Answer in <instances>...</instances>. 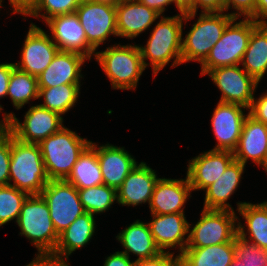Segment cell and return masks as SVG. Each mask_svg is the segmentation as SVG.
<instances>
[{"label": "cell", "instance_id": "cell-1", "mask_svg": "<svg viewBox=\"0 0 267 266\" xmlns=\"http://www.w3.org/2000/svg\"><path fill=\"white\" fill-rule=\"evenodd\" d=\"M184 14L161 16L150 32L145 46H139L145 68L152 66L153 78L158 75L172 59L171 67L182 64V35ZM150 60L147 63L146 60Z\"/></svg>", "mask_w": 267, "mask_h": 266}, {"label": "cell", "instance_id": "cell-2", "mask_svg": "<svg viewBox=\"0 0 267 266\" xmlns=\"http://www.w3.org/2000/svg\"><path fill=\"white\" fill-rule=\"evenodd\" d=\"M48 181L39 145L19 141L11 133L9 185L29 195H40Z\"/></svg>", "mask_w": 267, "mask_h": 266}, {"label": "cell", "instance_id": "cell-3", "mask_svg": "<svg viewBox=\"0 0 267 266\" xmlns=\"http://www.w3.org/2000/svg\"><path fill=\"white\" fill-rule=\"evenodd\" d=\"M90 143L65 126L41 141L38 145L49 180H65Z\"/></svg>", "mask_w": 267, "mask_h": 266}, {"label": "cell", "instance_id": "cell-4", "mask_svg": "<svg viewBox=\"0 0 267 266\" xmlns=\"http://www.w3.org/2000/svg\"><path fill=\"white\" fill-rule=\"evenodd\" d=\"M95 59L113 89L136 90L140 76L146 70L138 44L109 46L104 51H97Z\"/></svg>", "mask_w": 267, "mask_h": 266}, {"label": "cell", "instance_id": "cell-5", "mask_svg": "<svg viewBox=\"0 0 267 266\" xmlns=\"http://www.w3.org/2000/svg\"><path fill=\"white\" fill-rule=\"evenodd\" d=\"M237 20L238 18H234L227 25L221 38L201 63V76L218 67L241 64L252 30L258 23L252 18H244L239 22Z\"/></svg>", "mask_w": 267, "mask_h": 266}, {"label": "cell", "instance_id": "cell-6", "mask_svg": "<svg viewBox=\"0 0 267 266\" xmlns=\"http://www.w3.org/2000/svg\"><path fill=\"white\" fill-rule=\"evenodd\" d=\"M21 232L40 253H53L59 239L50 217L49 207L41 195H29L17 220Z\"/></svg>", "mask_w": 267, "mask_h": 266}, {"label": "cell", "instance_id": "cell-7", "mask_svg": "<svg viewBox=\"0 0 267 266\" xmlns=\"http://www.w3.org/2000/svg\"><path fill=\"white\" fill-rule=\"evenodd\" d=\"M233 19L229 13L201 12L197 22L182 38V63L195 61L201 64Z\"/></svg>", "mask_w": 267, "mask_h": 266}, {"label": "cell", "instance_id": "cell-8", "mask_svg": "<svg viewBox=\"0 0 267 266\" xmlns=\"http://www.w3.org/2000/svg\"><path fill=\"white\" fill-rule=\"evenodd\" d=\"M236 212L202 209L199 221L189 229L187 247H206L234 241L238 235Z\"/></svg>", "mask_w": 267, "mask_h": 266}, {"label": "cell", "instance_id": "cell-9", "mask_svg": "<svg viewBox=\"0 0 267 266\" xmlns=\"http://www.w3.org/2000/svg\"><path fill=\"white\" fill-rule=\"evenodd\" d=\"M40 195L49 207L50 217L58 234L86 212L78 189L66 180H49Z\"/></svg>", "mask_w": 267, "mask_h": 266}, {"label": "cell", "instance_id": "cell-10", "mask_svg": "<svg viewBox=\"0 0 267 266\" xmlns=\"http://www.w3.org/2000/svg\"><path fill=\"white\" fill-rule=\"evenodd\" d=\"M6 116L9 118V131L15 138L25 143L39 144L64 126L63 116L39 104L28 109L23 123L12 112Z\"/></svg>", "mask_w": 267, "mask_h": 266}, {"label": "cell", "instance_id": "cell-11", "mask_svg": "<svg viewBox=\"0 0 267 266\" xmlns=\"http://www.w3.org/2000/svg\"><path fill=\"white\" fill-rule=\"evenodd\" d=\"M239 66L218 67L207 75L222 93L219 102L238 104L249 109L259 82Z\"/></svg>", "mask_w": 267, "mask_h": 266}, {"label": "cell", "instance_id": "cell-12", "mask_svg": "<svg viewBox=\"0 0 267 266\" xmlns=\"http://www.w3.org/2000/svg\"><path fill=\"white\" fill-rule=\"evenodd\" d=\"M88 43L97 51L110 35L118 36L116 6L82 0L76 9Z\"/></svg>", "mask_w": 267, "mask_h": 266}, {"label": "cell", "instance_id": "cell-13", "mask_svg": "<svg viewBox=\"0 0 267 266\" xmlns=\"http://www.w3.org/2000/svg\"><path fill=\"white\" fill-rule=\"evenodd\" d=\"M25 38L21 49V61L14 64L17 69L38 77L52 62L59 48L35 23L30 24Z\"/></svg>", "mask_w": 267, "mask_h": 266}, {"label": "cell", "instance_id": "cell-14", "mask_svg": "<svg viewBox=\"0 0 267 266\" xmlns=\"http://www.w3.org/2000/svg\"><path fill=\"white\" fill-rule=\"evenodd\" d=\"M44 23L49 27L52 33L49 36L59 51L76 52L89 60L93 55L95 58L96 50L88 43L76 12L52 17Z\"/></svg>", "mask_w": 267, "mask_h": 266}, {"label": "cell", "instance_id": "cell-15", "mask_svg": "<svg viewBox=\"0 0 267 266\" xmlns=\"http://www.w3.org/2000/svg\"><path fill=\"white\" fill-rule=\"evenodd\" d=\"M244 110V111H243ZM247 108L232 103L218 102L213 111L211 125L217 144L213 150L234 151L239 143Z\"/></svg>", "mask_w": 267, "mask_h": 266}, {"label": "cell", "instance_id": "cell-16", "mask_svg": "<svg viewBox=\"0 0 267 266\" xmlns=\"http://www.w3.org/2000/svg\"><path fill=\"white\" fill-rule=\"evenodd\" d=\"M235 160L229 150H209L188 161L187 178L192 191L205 190L226 171Z\"/></svg>", "mask_w": 267, "mask_h": 266}, {"label": "cell", "instance_id": "cell-17", "mask_svg": "<svg viewBox=\"0 0 267 266\" xmlns=\"http://www.w3.org/2000/svg\"><path fill=\"white\" fill-rule=\"evenodd\" d=\"M152 219L148 225L159 249L167 252L168 249L178 246L180 252L178 255H180L188 245L191 226L186 220L185 214H152Z\"/></svg>", "mask_w": 267, "mask_h": 266}, {"label": "cell", "instance_id": "cell-18", "mask_svg": "<svg viewBox=\"0 0 267 266\" xmlns=\"http://www.w3.org/2000/svg\"><path fill=\"white\" fill-rule=\"evenodd\" d=\"M90 144L97 151L103 184L118 190L128 174L138 165V162L124 147L109 143L99 146L92 141Z\"/></svg>", "mask_w": 267, "mask_h": 266}, {"label": "cell", "instance_id": "cell-19", "mask_svg": "<svg viewBox=\"0 0 267 266\" xmlns=\"http://www.w3.org/2000/svg\"><path fill=\"white\" fill-rule=\"evenodd\" d=\"M192 192L187 176L185 179L159 178L149 203L151 214H184V204Z\"/></svg>", "mask_w": 267, "mask_h": 266}, {"label": "cell", "instance_id": "cell-20", "mask_svg": "<svg viewBox=\"0 0 267 266\" xmlns=\"http://www.w3.org/2000/svg\"><path fill=\"white\" fill-rule=\"evenodd\" d=\"M158 180L155 170L140 162L117 190V203L128 207L142 203L149 205Z\"/></svg>", "mask_w": 267, "mask_h": 266}, {"label": "cell", "instance_id": "cell-21", "mask_svg": "<svg viewBox=\"0 0 267 266\" xmlns=\"http://www.w3.org/2000/svg\"><path fill=\"white\" fill-rule=\"evenodd\" d=\"M88 60L76 52L58 51L52 62L37 77L39 88H49L63 84H80L82 66Z\"/></svg>", "mask_w": 267, "mask_h": 266}, {"label": "cell", "instance_id": "cell-22", "mask_svg": "<svg viewBox=\"0 0 267 266\" xmlns=\"http://www.w3.org/2000/svg\"><path fill=\"white\" fill-rule=\"evenodd\" d=\"M160 17L159 13L138 0H122L116 5L118 37L134 39Z\"/></svg>", "mask_w": 267, "mask_h": 266}, {"label": "cell", "instance_id": "cell-23", "mask_svg": "<svg viewBox=\"0 0 267 266\" xmlns=\"http://www.w3.org/2000/svg\"><path fill=\"white\" fill-rule=\"evenodd\" d=\"M236 161L246 166L248 159L261 166L267 157V125L247 115L237 148L233 151Z\"/></svg>", "mask_w": 267, "mask_h": 266}, {"label": "cell", "instance_id": "cell-24", "mask_svg": "<svg viewBox=\"0 0 267 266\" xmlns=\"http://www.w3.org/2000/svg\"><path fill=\"white\" fill-rule=\"evenodd\" d=\"M245 167L241 162L234 160L218 180L205 189L203 209L235 212L227 201L239 187Z\"/></svg>", "mask_w": 267, "mask_h": 266}, {"label": "cell", "instance_id": "cell-25", "mask_svg": "<svg viewBox=\"0 0 267 266\" xmlns=\"http://www.w3.org/2000/svg\"><path fill=\"white\" fill-rule=\"evenodd\" d=\"M237 211L246 224L245 226L238 221V236L260 248L267 249V201L258 204L237 202ZM247 234H249L248 237Z\"/></svg>", "mask_w": 267, "mask_h": 266}, {"label": "cell", "instance_id": "cell-26", "mask_svg": "<svg viewBox=\"0 0 267 266\" xmlns=\"http://www.w3.org/2000/svg\"><path fill=\"white\" fill-rule=\"evenodd\" d=\"M124 247V251L130 258V253L135 254L138 260L149 259L157 256L162 251L156 245L153 235L150 232L148 223L140 220L134 221L126 229L122 230L116 236Z\"/></svg>", "mask_w": 267, "mask_h": 266}, {"label": "cell", "instance_id": "cell-27", "mask_svg": "<svg viewBox=\"0 0 267 266\" xmlns=\"http://www.w3.org/2000/svg\"><path fill=\"white\" fill-rule=\"evenodd\" d=\"M180 266H231L236 259L234 241L206 247H186Z\"/></svg>", "mask_w": 267, "mask_h": 266}, {"label": "cell", "instance_id": "cell-28", "mask_svg": "<svg viewBox=\"0 0 267 266\" xmlns=\"http://www.w3.org/2000/svg\"><path fill=\"white\" fill-rule=\"evenodd\" d=\"M95 229L94 215L85 212L59 234L57 246L52 254L68 259L73 252L89 243Z\"/></svg>", "mask_w": 267, "mask_h": 266}, {"label": "cell", "instance_id": "cell-29", "mask_svg": "<svg viewBox=\"0 0 267 266\" xmlns=\"http://www.w3.org/2000/svg\"><path fill=\"white\" fill-rule=\"evenodd\" d=\"M240 65L257 82L263 79L267 72V24H258L252 30Z\"/></svg>", "mask_w": 267, "mask_h": 266}, {"label": "cell", "instance_id": "cell-30", "mask_svg": "<svg viewBox=\"0 0 267 266\" xmlns=\"http://www.w3.org/2000/svg\"><path fill=\"white\" fill-rule=\"evenodd\" d=\"M77 189L89 188L103 184L96 149L89 144L79 155L71 173L65 179Z\"/></svg>", "mask_w": 267, "mask_h": 266}, {"label": "cell", "instance_id": "cell-31", "mask_svg": "<svg viewBox=\"0 0 267 266\" xmlns=\"http://www.w3.org/2000/svg\"><path fill=\"white\" fill-rule=\"evenodd\" d=\"M80 87L81 84H63L55 87L39 88L38 98L44 99V103L39 105L62 116L77 103Z\"/></svg>", "mask_w": 267, "mask_h": 266}, {"label": "cell", "instance_id": "cell-32", "mask_svg": "<svg viewBox=\"0 0 267 266\" xmlns=\"http://www.w3.org/2000/svg\"><path fill=\"white\" fill-rule=\"evenodd\" d=\"M8 95L15 109L20 110L31 99H39L38 78L15 67L9 80Z\"/></svg>", "mask_w": 267, "mask_h": 266}, {"label": "cell", "instance_id": "cell-33", "mask_svg": "<svg viewBox=\"0 0 267 266\" xmlns=\"http://www.w3.org/2000/svg\"><path fill=\"white\" fill-rule=\"evenodd\" d=\"M78 193L85 211L92 215L104 213L117 202V190L105 184L78 189Z\"/></svg>", "mask_w": 267, "mask_h": 266}, {"label": "cell", "instance_id": "cell-34", "mask_svg": "<svg viewBox=\"0 0 267 266\" xmlns=\"http://www.w3.org/2000/svg\"><path fill=\"white\" fill-rule=\"evenodd\" d=\"M29 194L14 186H0V227L11 220H17L24 201Z\"/></svg>", "mask_w": 267, "mask_h": 266}, {"label": "cell", "instance_id": "cell-35", "mask_svg": "<svg viewBox=\"0 0 267 266\" xmlns=\"http://www.w3.org/2000/svg\"><path fill=\"white\" fill-rule=\"evenodd\" d=\"M82 0H37L30 14L31 17L48 19L64 14L74 13ZM44 10V12H42ZM43 14H42V13Z\"/></svg>", "mask_w": 267, "mask_h": 266}, {"label": "cell", "instance_id": "cell-36", "mask_svg": "<svg viewBox=\"0 0 267 266\" xmlns=\"http://www.w3.org/2000/svg\"><path fill=\"white\" fill-rule=\"evenodd\" d=\"M236 259L245 266H267V249L260 248L238 235L234 239Z\"/></svg>", "mask_w": 267, "mask_h": 266}, {"label": "cell", "instance_id": "cell-37", "mask_svg": "<svg viewBox=\"0 0 267 266\" xmlns=\"http://www.w3.org/2000/svg\"><path fill=\"white\" fill-rule=\"evenodd\" d=\"M11 163V132L0 137V186L9 185Z\"/></svg>", "mask_w": 267, "mask_h": 266}, {"label": "cell", "instance_id": "cell-38", "mask_svg": "<svg viewBox=\"0 0 267 266\" xmlns=\"http://www.w3.org/2000/svg\"><path fill=\"white\" fill-rule=\"evenodd\" d=\"M256 2L257 0H225V12L233 8L235 12L233 11L230 15L234 18L243 16L255 21Z\"/></svg>", "mask_w": 267, "mask_h": 266}, {"label": "cell", "instance_id": "cell-39", "mask_svg": "<svg viewBox=\"0 0 267 266\" xmlns=\"http://www.w3.org/2000/svg\"><path fill=\"white\" fill-rule=\"evenodd\" d=\"M133 266H180V259L179 255L174 257V253L168 250L149 259H136Z\"/></svg>", "mask_w": 267, "mask_h": 266}, {"label": "cell", "instance_id": "cell-40", "mask_svg": "<svg viewBox=\"0 0 267 266\" xmlns=\"http://www.w3.org/2000/svg\"><path fill=\"white\" fill-rule=\"evenodd\" d=\"M198 8H201L202 13L207 12H225V0H196V13L184 14L185 23L190 19L195 18L198 12Z\"/></svg>", "mask_w": 267, "mask_h": 266}, {"label": "cell", "instance_id": "cell-41", "mask_svg": "<svg viewBox=\"0 0 267 266\" xmlns=\"http://www.w3.org/2000/svg\"><path fill=\"white\" fill-rule=\"evenodd\" d=\"M68 263L69 258L67 260V258L52 253H40L26 266H70Z\"/></svg>", "mask_w": 267, "mask_h": 266}, {"label": "cell", "instance_id": "cell-42", "mask_svg": "<svg viewBox=\"0 0 267 266\" xmlns=\"http://www.w3.org/2000/svg\"><path fill=\"white\" fill-rule=\"evenodd\" d=\"M261 97L253 99L248 114L257 121L267 125V92L262 93Z\"/></svg>", "mask_w": 267, "mask_h": 266}, {"label": "cell", "instance_id": "cell-43", "mask_svg": "<svg viewBox=\"0 0 267 266\" xmlns=\"http://www.w3.org/2000/svg\"><path fill=\"white\" fill-rule=\"evenodd\" d=\"M15 68L14 63H1L0 64V99L7 97L9 80L11 77V73ZM1 109L3 106L0 105Z\"/></svg>", "mask_w": 267, "mask_h": 266}, {"label": "cell", "instance_id": "cell-44", "mask_svg": "<svg viewBox=\"0 0 267 266\" xmlns=\"http://www.w3.org/2000/svg\"><path fill=\"white\" fill-rule=\"evenodd\" d=\"M37 0H9L10 5L13 8V14H22L25 16H29L35 5ZM3 0H0V7H2Z\"/></svg>", "mask_w": 267, "mask_h": 266}, {"label": "cell", "instance_id": "cell-45", "mask_svg": "<svg viewBox=\"0 0 267 266\" xmlns=\"http://www.w3.org/2000/svg\"><path fill=\"white\" fill-rule=\"evenodd\" d=\"M105 259L104 266H133V261L120 251L107 256Z\"/></svg>", "mask_w": 267, "mask_h": 266}, {"label": "cell", "instance_id": "cell-46", "mask_svg": "<svg viewBox=\"0 0 267 266\" xmlns=\"http://www.w3.org/2000/svg\"><path fill=\"white\" fill-rule=\"evenodd\" d=\"M141 4L148 6L149 8L155 10L161 16L166 10V6L174 3V0H138Z\"/></svg>", "mask_w": 267, "mask_h": 266}, {"label": "cell", "instance_id": "cell-47", "mask_svg": "<svg viewBox=\"0 0 267 266\" xmlns=\"http://www.w3.org/2000/svg\"><path fill=\"white\" fill-rule=\"evenodd\" d=\"M267 0H257L255 8V21L258 24H267Z\"/></svg>", "mask_w": 267, "mask_h": 266}, {"label": "cell", "instance_id": "cell-48", "mask_svg": "<svg viewBox=\"0 0 267 266\" xmlns=\"http://www.w3.org/2000/svg\"><path fill=\"white\" fill-rule=\"evenodd\" d=\"M180 14L196 13V0H174Z\"/></svg>", "mask_w": 267, "mask_h": 266}, {"label": "cell", "instance_id": "cell-49", "mask_svg": "<svg viewBox=\"0 0 267 266\" xmlns=\"http://www.w3.org/2000/svg\"><path fill=\"white\" fill-rule=\"evenodd\" d=\"M2 109L0 107V113ZM7 112L3 114L2 120L0 121V137L3 136L7 131H9V118L6 116Z\"/></svg>", "mask_w": 267, "mask_h": 266}, {"label": "cell", "instance_id": "cell-50", "mask_svg": "<svg viewBox=\"0 0 267 266\" xmlns=\"http://www.w3.org/2000/svg\"><path fill=\"white\" fill-rule=\"evenodd\" d=\"M97 3H103V4H108L111 6H116L117 4H119L122 0H91Z\"/></svg>", "mask_w": 267, "mask_h": 266}, {"label": "cell", "instance_id": "cell-51", "mask_svg": "<svg viewBox=\"0 0 267 266\" xmlns=\"http://www.w3.org/2000/svg\"><path fill=\"white\" fill-rule=\"evenodd\" d=\"M231 266H245L242 262L235 259L234 262L231 264Z\"/></svg>", "mask_w": 267, "mask_h": 266}, {"label": "cell", "instance_id": "cell-52", "mask_svg": "<svg viewBox=\"0 0 267 266\" xmlns=\"http://www.w3.org/2000/svg\"><path fill=\"white\" fill-rule=\"evenodd\" d=\"M262 167L265 169L266 173H267V157L265 162L263 163Z\"/></svg>", "mask_w": 267, "mask_h": 266}]
</instances>
